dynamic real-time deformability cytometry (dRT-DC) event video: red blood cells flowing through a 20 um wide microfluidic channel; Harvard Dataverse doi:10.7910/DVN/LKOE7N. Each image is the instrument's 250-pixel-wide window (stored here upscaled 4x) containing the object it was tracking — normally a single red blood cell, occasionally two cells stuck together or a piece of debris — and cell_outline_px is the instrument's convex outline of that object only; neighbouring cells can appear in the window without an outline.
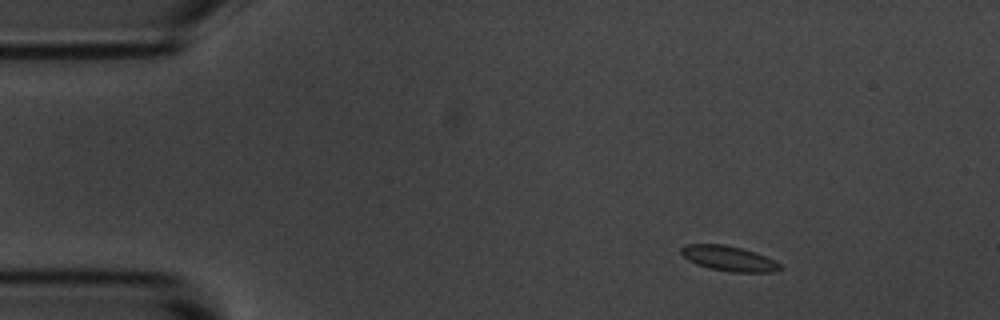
{"species": "common noctule bat (a hibernating species)", "species_latin": "Nyctalus noctula", "temperature_condition": "room temperature", "stored_images_in_passage": 5, "camera_frame_rate_fps": 3000, "um_per_image_px": 0.085, "animal": {"sex": "male", "body_mass_g": 20.1, "forearm_length_mm": 53.5}, "frame": {"image": 1, "passage_image": 2, "time_ms": 1.333, "image_size_px": [1000, 320], "cell_outline_px": [[784, 268], [776, 272], [732, 272], [708, 268], [696, 264], [688, 260], [680, 252], [680, 248], [684, 244], [724, 244], [756, 252], [780, 264]], "centroid_in_image_um": [61.93, 21.97], "position_along_channel_um": 23.1, "area_um2": 14.51}}
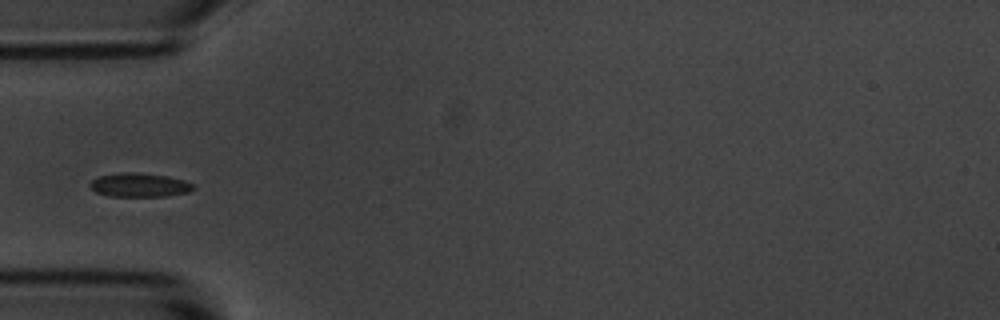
{"frame": {"image": 2, "passage_image": 5, "time_ms": 4.667, "image_size_px": [1000, 320], "cell_outline_px": [[196, 188], [188, 192], [168, 196], [108, 196], [96, 192], [88, 184], [92, 180], [100, 176], [120, 172], [136, 172], [168, 176], [184, 180], [192, 184]], "centroid_in_image_um": [11.86, 15.72], "position_along_channel_um": 73.1, "area_um2": 14.39}}